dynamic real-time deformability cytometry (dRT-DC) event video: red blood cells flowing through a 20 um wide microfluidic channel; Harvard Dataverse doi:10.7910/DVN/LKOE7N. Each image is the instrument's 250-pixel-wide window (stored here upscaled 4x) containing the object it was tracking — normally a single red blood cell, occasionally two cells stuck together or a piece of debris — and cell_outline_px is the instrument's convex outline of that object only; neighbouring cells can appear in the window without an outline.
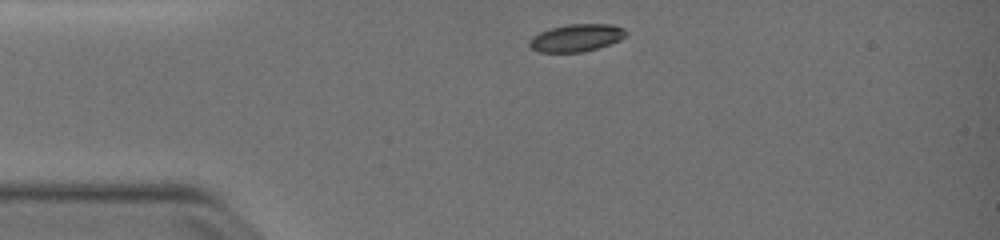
{"species": "common noctule bat (a hibernating species)", "species_latin": "Nyctalus noctula", "temperature_condition": "warm", "stored_images_in_passage": 35, "camera_frame_rate_fps": 3000, "um_per_image_px": 0.085, "animal": {"sex": "female", "body_mass_g": 19.0, "forearm_length_mm": 51.5}, "frame": {"image": 1, "passage_image": 1, "time_ms": 0.0, "image_size_px": [1000, 240], "cell_outline_px": [[628, 32], [620, 40], [584, 52], [540, 52], [532, 48], [528, 44], [528, 40], [532, 36], [540, 32], [552, 28], [568, 24], [612, 24], [624, 28]], "centroid_in_image_um": [48.98, 3.21], "position_along_channel_um": 36.0, "area_um2": 15.37}}
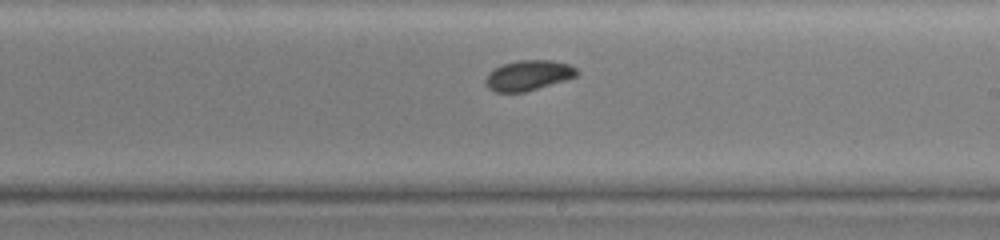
{"frame": {"image": 2, "passage_image": 20, "time_ms": 6.333, "image_size_px": [1000, 240], "cell_outline_px": [[580, 72], [576, 76], [564, 80], [524, 92], [496, 92], [488, 88], [484, 84], [484, 80], [488, 72], [504, 64], [516, 60], [552, 60], [568, 64], [576, 68]], "centroid_in_image_um": [44.88, 6.4], "position_along_channel_um": 244.1, "area_um2": 16.01}}
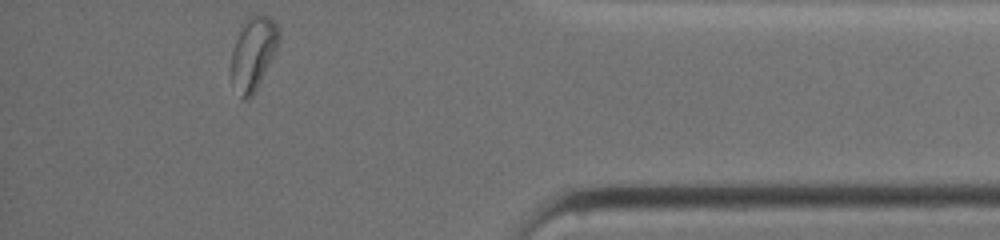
{"frame": {"image": 3, "passage_image": 35, "time_ms": 11.333, "image_size_px": [1000, 240], "cell_outline_px": [[280, 40], [252, 96], [248, 100], [240, 100], [232, 80], [232, 52], [240, 24], [248, 16], [256, 12], [268, 16], [280, 28]], "centroid_in_image_um": [21.51, 4.47], "position_along_channel_um": 413.7, "area_um2": 20.29}, "authors_computed_cell_mechanics": {"area_um2": 16.3574, "velocity_mm_per_s": 3.8427, "shape_relaxation_time_tau1_ms": 3.1148, "shape_relaxation_time_tau2_ms": null, "deformation_change_tau1": 0.1243, "deformation_change_tau2": null}}